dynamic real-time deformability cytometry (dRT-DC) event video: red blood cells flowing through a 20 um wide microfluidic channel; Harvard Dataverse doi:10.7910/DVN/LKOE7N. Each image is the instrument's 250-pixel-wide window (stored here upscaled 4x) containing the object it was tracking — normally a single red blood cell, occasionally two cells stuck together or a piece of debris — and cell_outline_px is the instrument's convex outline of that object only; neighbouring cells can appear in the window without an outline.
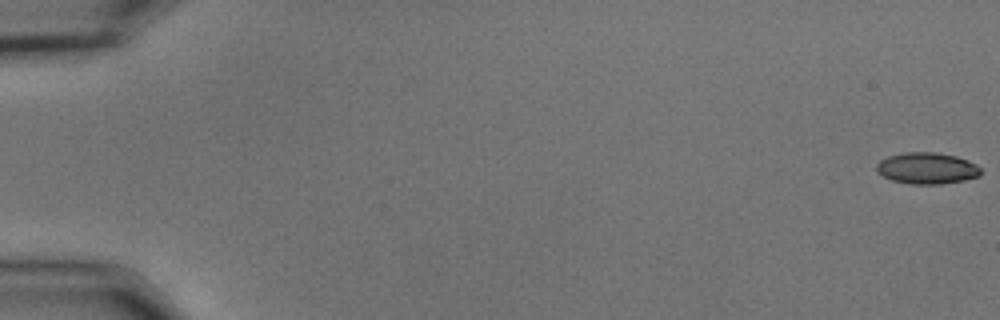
{"species": "common noctule bat (a hibernating species)", "species_latin": "Nyctalus noctula", "temperature_condition": "cold", "stored_images_in_passage": 7, "camera_frame_rate_fps": 3000, "um_per_image_px": 0.085, "animal": {"sex": "male", "body_mass_g": 15.6}, "frame": {"image": 1, "passage_image": 1, "time_ms": 0.0, "image_size_px": [1000, 320], "cell_outline_px": [[980, 176], [964, 180], [940, 184], [912, 184], [892, 180], [876, 172], [876, 164], [880, 160], [888, 156], [904, 152], [936, 152], [956, 156], [968, 160], [976, 164], [980, 168]], "centroid_in_image_um": [78.78, 14.29], "position_along_channel_um": 6.2, "area_um2": 19.13}}